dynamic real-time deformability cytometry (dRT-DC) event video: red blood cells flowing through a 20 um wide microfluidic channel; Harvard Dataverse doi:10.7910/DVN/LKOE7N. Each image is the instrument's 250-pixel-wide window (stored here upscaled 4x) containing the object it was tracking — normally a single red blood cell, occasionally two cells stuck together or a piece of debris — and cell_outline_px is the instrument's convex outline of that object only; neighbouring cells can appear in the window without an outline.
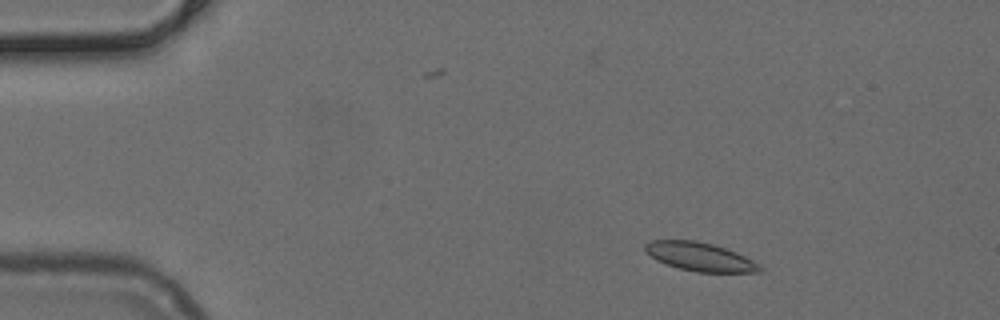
{"species": "common noctule bat (a hibernating species)", "species_latin": "Nyctalus noctula", "temperature_condition": "cold", "stored_images_in_passage": 49, "camera_frame_rate_fps": 3000, "um_per_image_px": 0.085, "animal": {"sex": "female", "body_mass_g": 24.6, "forearm_length_mm": 56.2}, "frame": {"image": 1, "passage_image": 6, "time_ms": 1.667, "image_size_px": [1000, 320], "cell_outline_px": [[764, 268], [760, 272], [696, 272], [680, 268], [656, 260], [644, 252], [644, 244], [652, 240], [696, 240], [712, 244], [736, 252], [760, 264]], "centroid_in_image_um": [59.48, 21.82], "position_along_channel_um": 25.5, "area_um2": 19.07}}
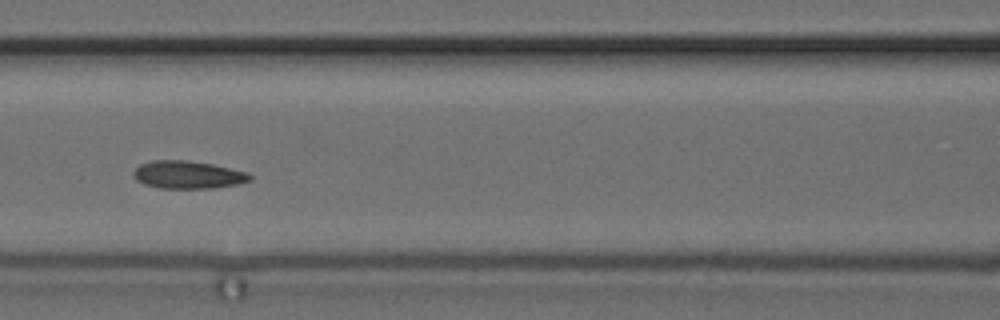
{"frame": {"image": 2, "passage_image": 21, "time_ms": 6.667, "image_size_px": [1000, 320], "cell_outline_px": [[252, 180], [240, 184], [216, 188], [160, 188], [144, 184], [136, 180], [132, 176], [132, 172], [140, 164], [152, 160], [188, 160], [212, 164], [248, 172], [252, 176]], "centroid_in_image_um": [15.98, 14.86], "position_along_channel_um": 150.6, "area_um2": 19.07}}
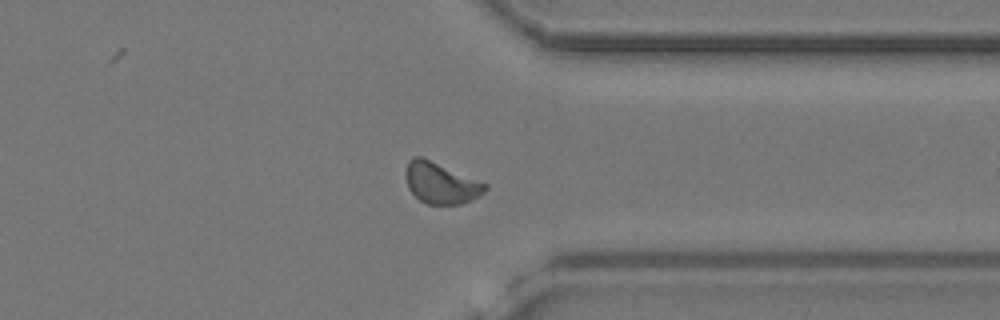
{"frame": {"image": 3, "passage_image": 38, "time_ms": 12.333, "image_size_px": [1000, 320], "cell_outline_px": [[488, 188], [484, 192], [472, 200], [460, 204], [428, 204], [420, 200], [408, 188], [404, 172], [408, 160], [416, 156], [420, 156], [488, 184]], "centroid_in_image_um": [37.46, 15.56], "position_along_channel_um": 373.9, "area_um2": 18.9}}